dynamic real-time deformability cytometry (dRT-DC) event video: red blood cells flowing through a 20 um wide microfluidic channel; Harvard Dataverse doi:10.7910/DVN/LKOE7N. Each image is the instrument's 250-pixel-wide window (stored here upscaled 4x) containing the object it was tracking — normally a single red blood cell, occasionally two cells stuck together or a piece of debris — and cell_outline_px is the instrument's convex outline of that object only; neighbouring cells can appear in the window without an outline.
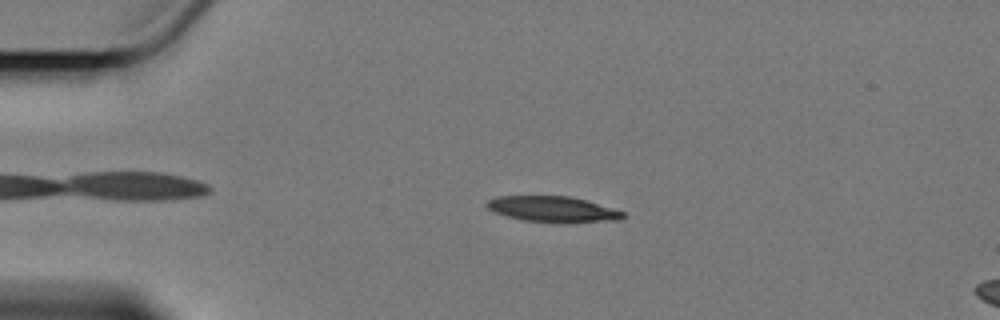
{"species": "Egyptian fruit bat (a non-hibernating species)", "species_latin": "Rousettus aegyptiacus", "temperature_condition": "cold", "stored_images_in_passage": 5, "segment_of_instrument_passage": [1, 2], "camera_frame_rate_fps": 3000, "um_per_image_px": 0.085, "animal": {"sex": "female"}, "frame": {"image": 1, "passage_image": 3, "time_ms": 2.333, "image_size_px": [1000, 320], "cell_outline_px": [[624, 216], [620, 220], [524, 220], [508, 216], [496, 212], [488, 208], [484, 204], [488, 200], [496, 196], [568, 196], [584, 200], [624, 212]], "centroid_in_image_um": [46.88, 17.72], "position_along_channel_um": 38.1, "area_um2": 19.07}}